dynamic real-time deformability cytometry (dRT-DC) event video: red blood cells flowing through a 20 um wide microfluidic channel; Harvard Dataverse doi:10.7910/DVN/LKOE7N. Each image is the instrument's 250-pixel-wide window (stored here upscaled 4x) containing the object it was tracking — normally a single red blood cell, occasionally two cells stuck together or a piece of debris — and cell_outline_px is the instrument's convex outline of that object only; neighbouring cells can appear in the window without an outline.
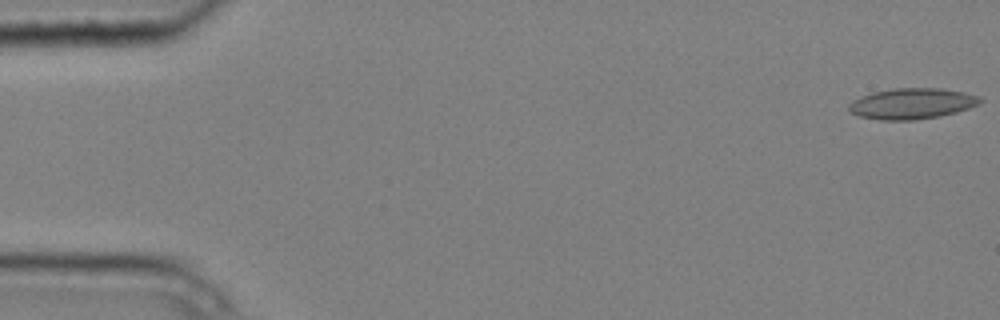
{"species": "common noctule bat (a hibernating species)", "species_latin": "Nyctalus noctula", "temperature_condition": "cold", "stored_images_in_passage": 2, "camera_frame_rate_fps": 3000, "um_per_image_px": 0.085, "animal": {"sex": "male", "body_mass_g": 20.4}, "frame": {"image": 1, "passage_image": 2, "time_ms": 0.333, "image_size_px": [1000, 320], "cell_outline_px": [[984, 100], [980, 104], [956, 112], [940, 116], [916, 120], [880, 120], [860, 116], [848, 112], [848, 104], [852, 100], [872, 92], [892, 88], [940, 88], [964, 92], [980, 96]], "centroid_in_image_um": [77.51, 8.8], "position_along_channel_um": 7.5, "area_um2": 23.81}}